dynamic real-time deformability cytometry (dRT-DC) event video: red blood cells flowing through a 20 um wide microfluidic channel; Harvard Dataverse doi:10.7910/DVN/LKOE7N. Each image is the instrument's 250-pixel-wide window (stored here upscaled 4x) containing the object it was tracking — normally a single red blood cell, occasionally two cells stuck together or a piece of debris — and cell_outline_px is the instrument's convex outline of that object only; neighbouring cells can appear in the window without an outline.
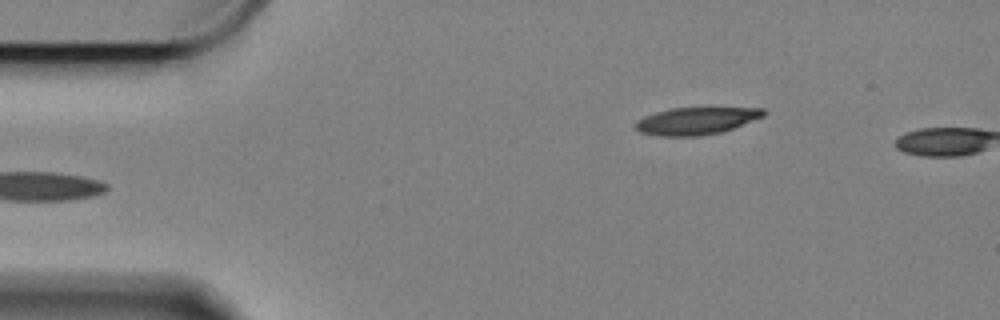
{"species": "Egyptian fruit bat (a non-hibernating species)", "species_latin": "Rousettus aegyptiacus", "temperature_condition": "cold", "stored_images_in_passage": 3, "camera_frame_rate_fps": 3000, "um_per_image_px": 0.085, "animal": {"sex": "female"}, "frame": {"image": 1, "passage_image": 1, "time_ms": 0.0, "image_size_px": [1000, 320], "cell_outline_px": [[768, 112], [764, 116], [732, 128], [720, 132], [700, 136], [656, 136], [640, 132], [636, 128], [636, 120], [644, 116], [656, 112], [672, 108], [708, 104], [764, 108]], "centroid_in_image_um": [59.26, 10.2], "position_along_channel_um": 25.7, "area_um2": 21.56}}